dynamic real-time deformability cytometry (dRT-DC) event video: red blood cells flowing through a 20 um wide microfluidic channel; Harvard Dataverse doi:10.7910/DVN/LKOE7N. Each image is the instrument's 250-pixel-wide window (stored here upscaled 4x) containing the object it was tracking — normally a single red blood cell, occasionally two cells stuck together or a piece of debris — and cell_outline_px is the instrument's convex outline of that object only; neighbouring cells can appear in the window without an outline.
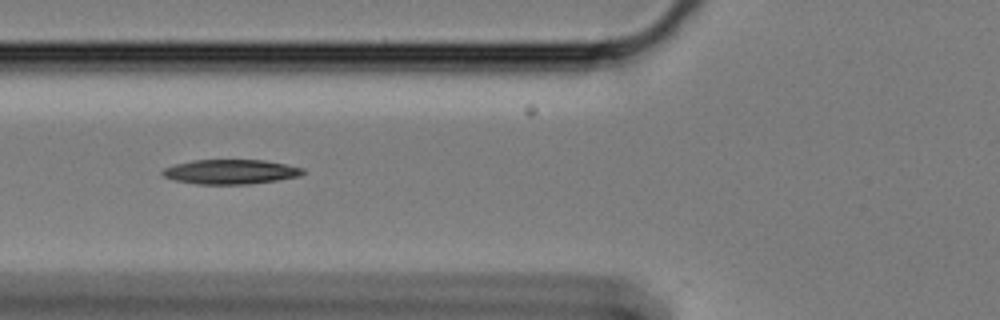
{"species": "Egyptian fruit bat (a non-hibernating species)", "species_latin": "Rousettus aegyptiacus", "temperature_condition": "cold", "stored_images_in_passage": 20, "camera_frame_rate_fps": 3000, "um_per_image_px": 0.085, "animal": {"sex": "female"}, "frame": {"image": 1, "passage_image": 6, "time_ms": 1.667, "image_size_px": [1000, 320], "cell_outline_px": [[304, 172], [300, 176], [276, 180], [248, 184], [196, 184], [172, 180], [164, 176], [160, 172], [164, 168], [176, 164], [192, 160], [264, 160], [304, 168]], "centroid_in_image_um": [19.57, 14.6], "position_along_channel_um": 106.2, "area_um2": 20.06}}
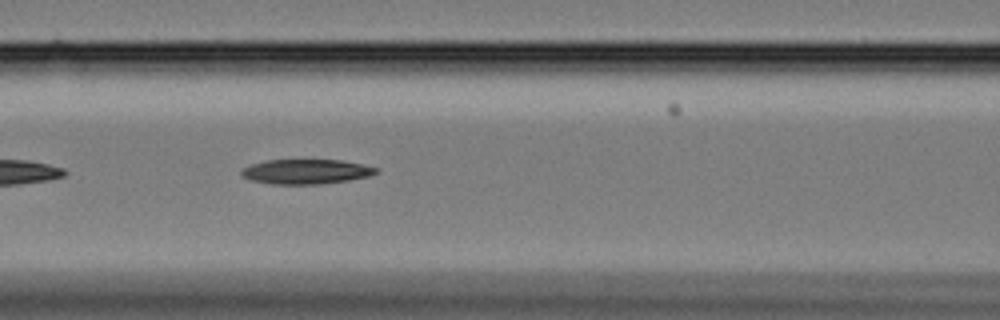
{"frame": {"image": 2, "passage_image": 9, "time_ms": 2.667, "image_size_px": [1000, 320], "cell_outline_px": [[376, 172], [368, 176], [348, 180], [320, 184], [272, 184], [252, 180], [240, 176], [240, 172], [244, 168], [252, 164], [268, 160], [340, 160], [360, 164], [376, 168]], "centroid_in_image_um": [25.95, 14.59], "position_along_channel_um": 140.6, "area_um2": 19.07}}
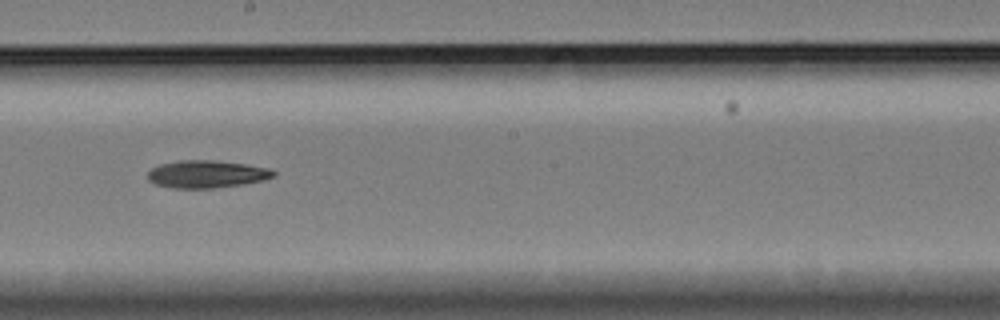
{"frame": {"image": 3, "passage_image": 17, "time_ms": 5.333, "image_size_px": [1000, 320], "cell_outline_px": [[276, 176], [264, 180], [240, 184], [212, 188], [172, 188], [156, 184], [148, 180], [148, 172], [152, 168], [160, 164], [180, 160], [212, 160], [244, 164], [268, 168], [276, 172]], "centroid_in_image_um": [17.55, 14.8], "position_along_channel_um": 230.6, "area_um2": 20.0}}